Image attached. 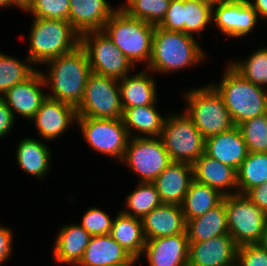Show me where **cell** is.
<instances>
[{
    "label": "cell",
    "mask_w": 267,
    "mask_h": 266,
    "mask_svg": "<svg viewBox=\"0 0 267 266\" xmlns=\"http://www.w3.org/2000/svg\"><path fill=\"white\" fill-rule=\"evenodd\" d=\"M45 64L50 68L48 74L42 72V76L45 85H50L54 93L47 94V97L77 108L83 99L88 77L92 73L85 49L79 45Z\"/></svg>",
    "instance_id": "cell-1"
},
{
    "label": "cell",
    "mask_w": 267,
    "mask_h": 266,
    "mask_svg": "<svg viewBox=\"0 0 267 266\" xmlns=\"http://www.w3.org/2000/svg\"><path fill=\"white\" fill-rule=\"evenodd\" d=\"M205 53L189 34L168 31L157 25L152 40L148 70L169 73L203 61Z\"/></svg>",
    "instance_id": "cell-2"
},
{
    "label": "cell",
    "mask_w": 267,
    "mask_h": 266,
    "mask_svg": "<svg viewBox=\"0 0 267 266\" xmlns=\"http://www.w3.org/2000/svg\"><path fill=\"white\" fill-rule=\"evenodd\" d=\"M224 76L217 90L227 107L235 126L245 120L267 113V92L264 87L254 85L230 64L227 65Z\"/></svg>",
    "instance_id": "cell-3"
},
{
    "label": "cell",
    "mask_w": 267,
    "mask_h": 266,
    "mask_svg": "<svg viewBox=\"0 0 267 266\" xmlns=\"http://www.w3.org/2000/svg\"><path fill=\"white\" fill-rule=\"evenodd\" d=\"M29 37L30 64H45L81 44V34L66 20L34 18Z\"/></svg>",
    "instance_id": "cell-4"
},
{
    "label": "cell",
    "mask_w": 267,
    "mask_h": 266,
    "mask_svg": "<svg viewBox=\"0 0 267 266\" xmlns=\"http://www.w3.org/2000/svg\"><path fill=\"white\" fill-rule=\"evenodd\" d=\"M102 30L132 64H149L155 25L130 17L119 7Z\"/></svg>",
    "instance_id": "cell-5"
},
{
    "label": "cell",
    "mask_w": 267,
    "mask_h": 266,
    "mask_svg": "<svg viewBox=\"0 0 267 266\" xmlns=\"http://www.w3.org/2000/svg\"><path fill=\"white\" fill-rule=\"evenodd\" d=\"M186 100L188 108L185 114L205 139L235 127L222 97L212 84L189 90Z\"/></svg>",
    "instance_id": "cell-6"
},
{
    "label": "cell",
    "mask_w": 267,
    "mask_h": 266,
    "mask_svg": "<svg viewBox=\"0 0 267 266\" xmlns=\"http://www.w3.org/2000/svg\"><path fill=\"white\" fill-rule=\"evenodd\" d=\"M160 139L172 162L193 164L205 153V138L185 112L165 118Z\"/></svg>",
    "instance_id": "cell-7"
},
{
    "label": "cell",
    "mask_w": 267,
    "mask_h": 266,
    "mask_svg": "<svg viewBox=\"0 0 267 266\" xmlns=\"http://www.w3.org/2000/svg\"><path fill=\"white\" fill-rule=\"evenodd\" d=\"M229 234L236 245L258 244L267 225V214L244 194L224 196Z\"/></svg>",
    "instance_id": "cell-8"
},
{
    "label": "cell",
    "mask_w": 267,
    "mask_h": 266,
    "mask_svg": "<svg viewBox=\"0 0 267 266\" xmlns=\"http://www.w3.org/2000/svg\"><path fill=\"white\" fill-rule=\"evenodd\" d=\"M77 117L120 119L123 114L118 79L91 73L84 96L76 108Z\"/></svg>",
    "instance_id": "cell-9"
},
{
    "label": "cell",
    "mask_w": 267,
    "mask_h": 266,
    "mask_svg": "<svg viewBox=\"0 0 267 266\" xmlns=\"http://www.w3.org/2000/svg\"><path fill=\"white\" fill-rule=\"evenodd\" d=\"M93 73L121 79L128 75L132 62L120 51L103 30L81 34V44Z\"/></svg>",
    "instance_id": "cell-10"
},
{
    "label": "cell",
    "mask_w": 267,
    "mask_h": 266,
    "mask_svg": "<svg viewBox=\"0 0 267 266\" xmlns=\"http://www.w3.org/2000/svg\"><path fill=\"white\" fill-rule=\"evenodd\" d=\"M124 161L144 183H152L172 162L160 137H130Z\"/></svg>",
    "instance_id": "cell-11"
},
{
    "label": "cell",
    "mask_w": 267,
    "mask_h": 266,
    "mask_svg": "<svg viewBox=\"0 0 267 266\" xmlns=\"http://www.w3.org/2000/svg\"><path fill=\"white\" fill-rule=\"evenodd\" d=\"M76 121L92 149L122 161L130 139L122 118L77 117Z\"/></svg>",
    "instance_id": "cell-12"
},
{
    "label": "cell",
    "mask_w": 267,
    "mask_h": 266,
    "mask_svg": "<svg viewBox=\"0 0 267 266\" xmlns=\"http://www.w3.org/2000/svg\"><path fill=\"white\" fill-rule=\"evenodd\" d=\"M212 15V21L216 23L220 31L232 37L247 35L258 22L257 12L248 0L215 1L212 6Z\"/></svg>",
    "instance_id": "cell-13"
},
{
    "label": "cell",
    "mask_w": 267,
    "mask_h": 266,
    "mask_svg": "<svg viewBox=\"0 0 267 266\" xmlns=\"http://www.w3.org/2000/svg\"><path fill=\"white\" fill-rule=\"evenodd\" d=\"M237 249L230 234L189 243L188 266H236Z\"/></svg>",
    "instance_id": "cell-14"
},
{
    "label": "cell",
    "mask_w": 267,
    "mask_h": 266,
    "mask_svg": "<svg viewBox=\"0 0 267 266\" xmlns=\"http://www.w3.org/2000/svg\"><path fill=\"white\" fill-rule=\"evenodd\" d=\"M45 86L42 72L37 70L26 81L15 84L1 98L10 108L14 118L13 112L16 111L21 116L32 119L47 98V93L41 89Z\"/></svg>",
    "instance_id": "cell-15"
},
{
    "label": "cell",
    "mask_w": 267,
    "mask_h": 266,
    "mask_svg": "<svg viewBox=\"0 0 267 266\" xmlns=\"http://www.w3.org/2000/svg\"><path fill=\"white\" fill-rule=\"evenodd\" d=\"M187 234H175L146 240L143 253L149 266H188Z\"/></svg>",
    "instance_id": "cell-16"
},
{
    "label": "cell",
    "mask_w": 267,
    "mask_h": 266,
    "mask_svg": "<svg viewBox=\"0 0 267 266\" xmlns=\"http://www.w3.org/2000/svg\"><path fill=\"white\" fill-rule=\"evenodd\" d=\"M32 120L43 139L54 140L66 131L70 123H76L77 111L70 104L47 97Z\"/></svg>",
    "instance_id": "cell-17"
},
{
    "label": "cell",
    "mask_w": 267,
    "mask_h": 266,
    "mask_svg": "<svg viewBox=\"0 0 267 266\" xmlns=\"http://www.w3.org/2000/svg\"><path fill=\"white\" fill-rule=\"evenodd\" d=\"M193 180L192 164L171 162L152 183L163 204L182 205Z\"/></svg>",
    "instance_id": "cell-18"
},
{
    "label": "cell",
    "mask_w": 267,
    "mask_h": 266,
    "mask_svg": "<svg viewBox=\"0 0 267 266\" xmlns=\"http://www.w3.org/2000/svg\"><path fill=\"white\" fill-rule=\"evenodd\" d=\"M249 151L238 126L205 139V154L236 171Z\"/></svg>",
    "instance_id": "cell-19"
},
{
    "label": "cell",
    "mask_w": 267,
    "mask_h": 266,
    "mask_svg": "<svg viewBox=\"0 0 267 266\" xmlns=\"http://www.w3.org/2000/svg\"><path fill=\"white\" fill-rule=\"evenodd\" d=\"M136 259L110 234L92 236L76 266L134 265Z\"/></svg>",
    "instance_id": "cell-20"
},
{
    "label": "cell",
    "mask_w": 267,
    "mask_h": 266,
    "mask_svg": "<svg viewBox=\"0 0 267 266\" xmlns=\"http://www.w3.org/2000/svg\"><path fill=\"white\" fill-rule=\"evenodd\" d=\"M186 226L182 206L176 204H162L142 219L146 240L175 234H187Z\"/></svg>",
    "instance_id": "cell-21"
},
{
    "label": "cell",
    "mask_w": 267,
    "mask_h": 266,
    "mask_svg": "<svg viewBox=\"0 0 267 266\" xmlns=\"http://www.w3.org/2000/svg\"><path fill=\"white\" fill-rule=\"evenodd\" d=\"M69 22L80 33L104 28L107 20L118 10L106 0H69Z\"/></svg>",
    "instance_id": "cell-22"
},
{
    "label": "cell",
    "mask_w": 267,
    "mask_h": 266,
    "mask_svg": "<svg viewBox=\"0 0 267 266\" xmlns=\"http://www.w3.org/2000/svg\"><path fill=\"white\" fill-rule=\"evenodd\" d=\"M192 165L196 182L208 185L224 196L238 193L237 171L231 166L210 158L205 153ZM230 188H236V191H229Z\"/></svg>",
    "instance_id": "cell-23"
},
{
    "label": "cell",
    "mask_w": 267,
    "mask_h": 266,
    "mask_svg": "<svg viewBox=\"0 0 267 266\" xmlns=\"http://www.w3.org/2000/svg\"><path fill=\"white\" fill-rule=\"evenodd\" d=\"M54 243V257L58 263L77 265L83 257L91 235L80 225H65Z\"/></svg>",
    "instance_id": "cell-24"
},
{
    "label": "cell",
    "mask_w": 267,
    "mask_h": 266,
    "mask_svg": "<svg viewBox=\"0 0 267 266\" xmlns=\"http://www.w3.org/2000/svg\"><path fill=\"white\" fill-rule=\"evenodd\" d=\"M156 81L147 71L118 80L123 109L147 106L156 102Z\"/></svg>",
    "instance_id": "cell-25"
},
{
    "label": "cell",
    "mask_w": 267,
    "mask_h": 266,
    "mask_svg": "<svg viewBox=\"0 0 267 266\" xmlns=\"http://www.w3.org/2000/svg\"><path fill=\"white\" fill-rule=\"evenodd\" d=\"M186 232L189 243L203 242L229 234L224 201L210 209L206 214L189 220Z\"/></svg>",
    "instance_id": "cell-26"
},
{
    "label": "cell",
    "mask_w": 267,
    "mask_h": 266,
    "mask_svg": "<svg viewBox=\"0 0 267 266\" xmlns=\"http://www.w3.org/2000/svg\"><path fill=\"white\" fill-rule=\"evenodd\" d=\"M110 236L136 260L143 254L146 239L141 219L119 212L113 220Z\"/></svg>",
    "instance_id": "cell-27"
},
{
    "label": "cell",
    "mask_w": 267,
    "mask_h": 266,
    "mask_svg": "<svg viewBox=\"0 0 267 266\" xmlns=\"http://www.w3.org/2000/svg\"><path fill=\"white\" fill-rule=\"evenodd\" d=\"M155 104L156 102L147 106L123 109L122 121L129 137H132L131 130H137L139 136L136 137L139 138L148 137V135L149 137H160L165 117L163 118L158 113ZM140 132L143 134L142 136H140Z\"/></svg>",
    "instance_id": "cell-28"
},
{
    "label": "cell",
    "mask_w": 267,
    "mask_h": 266,
    "mask_svg": "<svg viewBox=\"0 0 267 266\" xmlns=\"http://www.w3.org/2000/svg\"><path fill=\"white\" fill-rule=\"evenodd\" d=\"M40 140L24 138L18 143L16 159L22 170L37 178L44 177L49 170L50 150Z\"/></svg>",
    "instance_id": "cell-29"
},
{
    "label": "cell",
    "mask_w": 267,
    "mask_h": 266,
    "mask_svg": "<svg viewBox=\"0 0 267 266\" xmlns=\"http://www.w3.org/2000/svg\"><path fill=\"white\" fill-rule=\"evenodd\" d=\"M223 198L224 195L218 190L193 180L181 205L186 223L206 214L210 209L219 205Z\"/></svg>",
    "instance_id": "cell-30"
},
{
    "label": "cell",
    "mask_w": 267,
    "mask_h": 266,
    "mask_svg": "<svg viewBox=\"0 0 267 266\" xmlns=\"http://www.w3.org/2000/svg\"><path fill=\"white\" fill-rule=\"evenodd\" d=\"M267 182V152H249L237 171L238 193Z\"/></svg>",
    "instance_id": "cell-31"
},
{
    "label": "cell",
    "mask_w": 267,
    "mask_h": 266,
    "mask_svg": "<svg viewBox=\"0 0 267 266\" xmlns=\"http://www.w3.org/2000/svg\"><path fill=\"white\" fill-rule=\"evenodd\" d=\"M162 204L159 193L153 183L139 182L138 188L126 197L128 210L122 212L142 220L154 208Z\"/></svg>",
    "instance_id": "cell-32"
},
{
    "label": "cell",
    "mask_w": 267,
    "mask_h": 266,
    "mask_svg": "<svg viewBox=\"0 0 267 266\" xmlns=\"http://www.w3.org/2000/svg\"><path fill=\"white\" fill-rule=\"evenodd\" d=\"M212 6L211 0H184L183 33L200 35L212 22Z\"/></svg>",
    "instance_id": "cell-33"
},
{
    "label": "cell",
    "mask_w": 267,
    "mask_h": 266,
    "mask_svg": "<svg viewBox=\"0 0 267 266\" xmlns=\"http://www.w3.org/2000/svg\"><path fill=\"white\" fill-rule=\"evenodd\" d=\"M36 71L30 64L0 52V98L15 84L26 81Z\"/></svg>",
    "instance_id": "cell-34"
},
{
    "label": "cell",
    "mask_w": 267,
    "mask_h": 266,
    "mask_svg": "<svg viewBox=\"0 0 267 266\" xmlns=\"http://www.w3.org/2000/svg\"><path fill=\"white\" fill-rule=\"evenodd\" d=\"M122 8L130 17L158 25L164 18L171 0H126Z\"/></svg>",
    "instance_id": "cell-35"
},
{
    "label": "cell",
    "mask_w": 267,
    "mask_h": 266,
    "mask_svg": "<svg viewBox=\"0 0 267 266\" xmlns=\"http://www.w3.org/2000/svg\"><path fill=\"white\" fill-rule=\"evenodd\" d=\"M230 65L254 85H267V47L253 52L245 62H230Z\"/></svg>",
    "instance_id": "cell-36"
},
{
    "label": "cell",
    "mask_w": 267,
    "mask_h": 266,
    "mask_svg": "<svg viewBox=\"0 0 267 266\" xmlns=\"http://www.w3.org/2000/svg\"><path fill=\"white\" fill-rule=\"evenodd\" d=\"M249 152H267V113L238 125Z\"/></svg>",
    "instance_id": "cell-37"
},
{
    "label": "cell",
    "mask_w": 267,
    "mask_h": 266,
    "mask_svg": "<svg viewBox=\"0 0 267 266\" xmlns=\"http://www.w3.org/2000/svg\"><path fill=\"white\" fill-rule=\"evenodd\" d=\"M35 18L69 21V0H34L27 11Z\"/></svg>",
    "instance_id": "cell-38"
},
{
    "label": "cell",
    "mask_w": 267,
    "mask_h": 266,
    "mask_svg": "<svg viewBox=\"0 0 267 266\" xmlns=\"http://www.w3.org/2000/svg\"><path fill=\"white\" fill-rule=\"evenodd\" d=\"M112 223L113 221L105 211L93 207L84 213L80 225L91 236H95L110 234Z\"/></svg>",
    "instance_id": "cell-39"
},
{
    "label": "cell",
    "mask_w": 267,
    "mask_h": 266,
    "mask_svg": "<svg viewBox=\"0 0 267 266\" xmlns=\"http://www.w3.org/2000/svg\"><path fill=\"white\" fill-rule=\"evenodd\" d=\"M236 266H267V253L259 244L239 246Z\"/></svg>",
    "instance_id": "cell-40"
},
{
    "label": "cell",
    "mask_w": 267,
    "mask_h": 266,
    "mask_svg": "<svg viewBox=\"0 0 267 266\" xmlns=\"http://www.w3.org/2000/svg\"><path fill=\"white\" fill-rule=\"evenodd\" d=\"M184 0H171L163 20L157 25L168 31L183 32Z\"/></svg>",
    "instance_id": "cell-41"
},
{
    "label": "cell",
    "mask_w": 267,
    "mask_h": 266,
    "mask_svg": "<svg viewBox=\"0 0 267 266\" xmlns=\"http://www.w3.org/2000/svg\"><path fill=\"white\" fill-rule=\"evenodd\" d=\"M244 195L267 214V182L254 186Z\"/></svg>",
    "instance_id": "cell-42"
},
{
    "label": "cell",
    "mask_w": 267,
    "mask_h": 266,
    "mask_svg": "<svg viewBox=\"0 0 267 266\" xmlns=\"http://www.w3.org/2000/svg\"><path fill=\"white\" fill-rule=\"evenodd\" d=\"M14 116L5 103V101L0 98V138L4 137L14 124Z\"/></svg>",
    "instance_id": "cell-43"
},
{
    "label": "cell",
    "mask_w": 267,
    "mask_h": 266,
    "mask_svg": "<svg viewBox=\"0 0 267 266\" xmlns=\"http://www.w3.org/2000/svg\"><path fill=\"white\" fill-rule=\"evenodd\" d=\"M12 237L13 235L10 229L0 226V265L11 256Z\"/></svg>",
    "instance_id": "cell-44"
},
{
    "label": "cell",
    "mask_w": 267,
    "mask_h": 266,
    "mask_svg": "<svg viewBox=\"0 0 267 266\" xmlns=\"http://www.w3.org/2000/svg\"><path fill=\"white\" fill-rule=\"evenodd\" d=\"M253 9L257 12V15L267 19V0H248Z\"/></svg>",
    "instance_id": "cell-45"
},
{
    "label": "cell",
    "mask_w": 267,
    "mask_h": 266,
    "mask_svg": "<svg viewBox=\"0 0 267 266\" xmlns=\"http://www.w3.org/2000/svg\"><path fill=\"white\" fill-rule=\"evenodd\" d=\"M34 0H10V6H19L20 9L26 12L33 5Z\"/></svg>",
    "instance_id": "cell-46"
},
{
    "label": "cell",
    "mask_w": 267,
    "mask_h": 266,
    "mask_svg": "<svg viewBox=\"0 0 267 266\" xmlns=\"http://www.w3.org/2000/svg\"><path fill=\"white\" fill-rule=\"evenodd\" d=\"M267 253V225L265 227V230L263 231V234L261 236V239L258 243Z\"/></svg>",
    "instance_id": "cell-47"
},
{
    "label": "cell",
    "mask_w": 267,
    "mask_h": 266,
    "mask_svg": "<svg viewBox=\"0 0 267 266\" xmlns=\"http://www.w3.org/2000/svg\"><path fill=\"white\" fill-rule=\"evenodd\" d=\"M9 7L10 6V0H0V7Z\"/></svg>",
    "instance_id": "cell-48"
},
{
    "label": "cell",
    "mask_w": 267,
    "mask_h": 266,
    "mask_svg": "<svg viewBox=\"0 0 267 266\" xmlns=\"http://www.w3.org/2000/svg\"><path fill=\"white\" fill-rule=\"evenodd\" d=\"M111 266H134V265H111Z\"/></svg>",
    "instance_id": "cell-49"
}]
</instances>
